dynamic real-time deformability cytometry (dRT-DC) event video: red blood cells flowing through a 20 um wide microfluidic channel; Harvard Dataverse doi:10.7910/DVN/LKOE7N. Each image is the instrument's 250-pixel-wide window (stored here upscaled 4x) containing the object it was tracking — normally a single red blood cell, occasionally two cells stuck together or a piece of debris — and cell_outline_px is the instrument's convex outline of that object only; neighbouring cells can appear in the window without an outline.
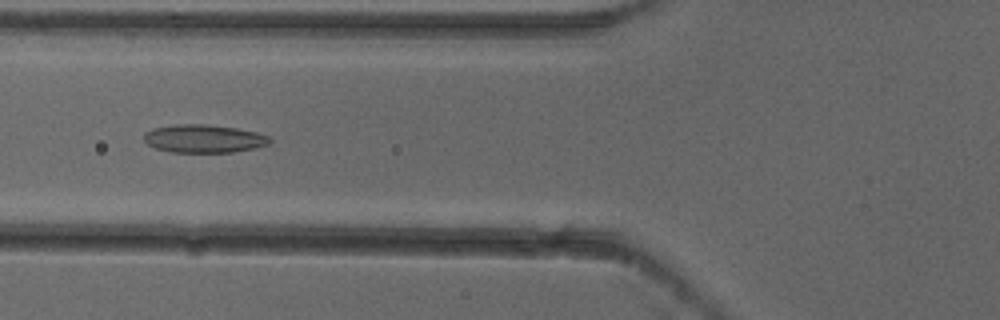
{"species": "common noctule bat (a hibernating species)", "species_latin": "Nyctalus noctula", "temperature_condition": "cold", "stored_images_in_passage": 7, "camera_frame_rate_fps": 3000, "um_per_image_px": 0.085, "animal": {"sex": "female"}, "frame": {"image": 1, "passage_image": 5, "time_ms": 1.333, "image_size_px": [1000, 320], "cell_outline_px": [[272, 140], [268, 144], [256, 148], [232, 152], [172, 152], [156, 148], [148, 144], [144, 140], [144, 132], [152, 128], [176, 124], [204, 124], [236, 128], [256, 132], [268, 136]], "centroid_in_image_um": [17.31, 11.78], "position_along_channel_um": 108.5, "area_um2": 20.58}}
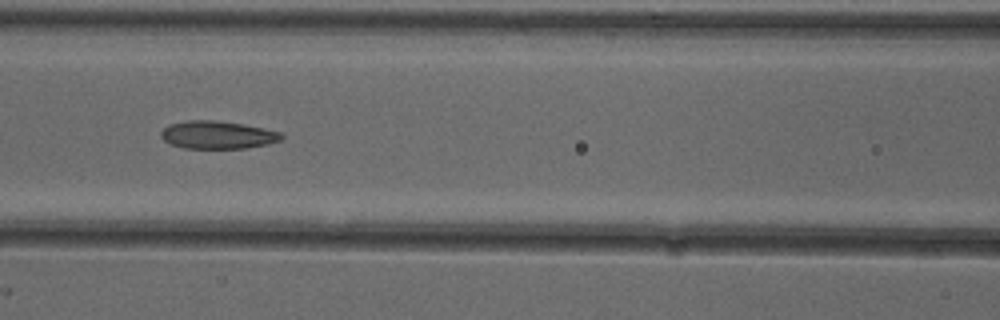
{"frame": {"image": 2, "passage_image": 6, "time_ms": 1.667, "image_size_px": [1000, 320], "cell_outline_px": [[284, 136], [280, 140], [268, 144], [244, 148], [184, 148], [172, 144], [164, 140], [160, 136], [160, 132], [168, 124], [188, 120], [212, 120], [244, 124], [264, 128], [280, 132]], "centroid_in_image_um": [18.48, 11.46], "position_along_channel_um": 148.1, "area_um2": 19.48}}
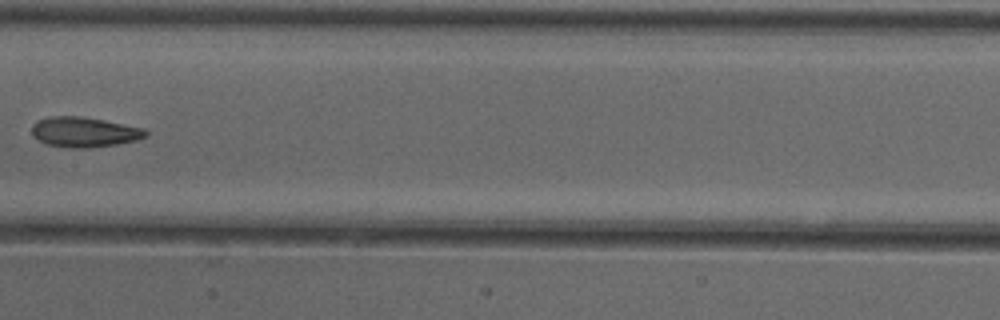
{"frame": {"image": 3, "passage_image": 7, "time_ms": 2.0, "image_size_px": [1000, 320], "cell_outline_px": [[148, 136], [136, 140], [116, 144], [88, 148], [72, 148], [44, 144], [32, 132], [32, 124], [36, 120], [52, 116], [80, 116], [104, 120], [144, 128], [148, 132]], "centroid_in_image_um": [7.17, 11.22], "position_along_channel_um": 200.2, "area_um2": 19.94}}